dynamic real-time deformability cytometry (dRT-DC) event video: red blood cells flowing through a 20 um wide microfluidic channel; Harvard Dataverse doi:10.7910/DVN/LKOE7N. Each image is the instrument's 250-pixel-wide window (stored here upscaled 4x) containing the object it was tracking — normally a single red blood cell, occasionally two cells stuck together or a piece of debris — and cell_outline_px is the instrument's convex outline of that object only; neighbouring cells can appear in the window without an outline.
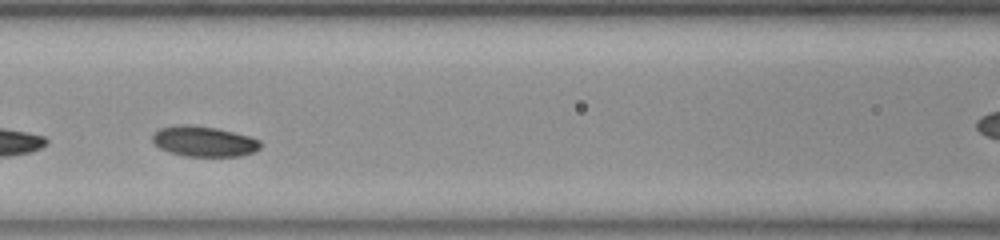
{"species": "common noctule bat (a hibernating species)", "species_latin": "Nyctalus noctula", "temperature_condition": "room temperature", "stored_images_in_passage": 14, "camera_frame_rate_fps": 3000, "um_per_image_px": 0.085, "animal": {"sex": "female", "body_mass_g": 23.0, "forearm_length_mm": 53.4}, "frame": {"image": 1, "passage_image": 12, "time_ms": 3.667, "image_size_px": [1000, 240], "cell_outline_px": [[260, 148], [252, 152], [240, 156], [184, 156], [168, 152], [160, 148], [152, 140], [152, 136], [160, 128], [176, 124], [188, 124], [216, 128], [248, 136], [260, 140]], "centroid_in_image_um": [17.3, 12.01], "position_along_channel_um": 149.3, "area_um2": 19.02}}